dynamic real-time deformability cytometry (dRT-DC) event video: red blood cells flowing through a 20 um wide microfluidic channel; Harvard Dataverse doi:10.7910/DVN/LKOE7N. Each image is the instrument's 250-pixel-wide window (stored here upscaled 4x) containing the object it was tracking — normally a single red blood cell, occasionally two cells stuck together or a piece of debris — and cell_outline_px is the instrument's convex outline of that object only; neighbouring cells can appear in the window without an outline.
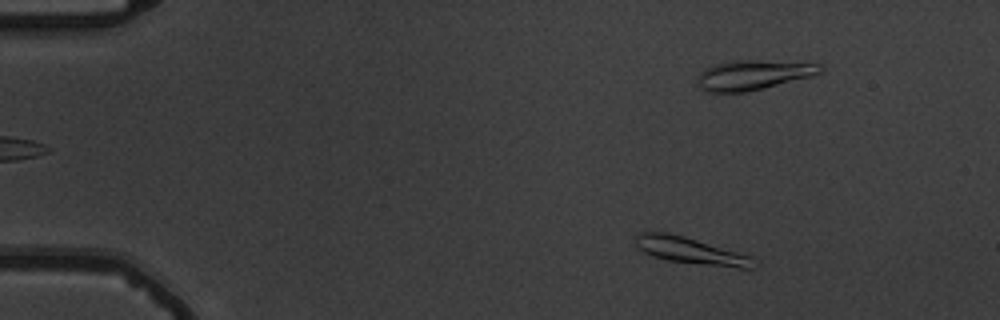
{"species": "common noctule bat (a hibernating species)", "species_latin": "Nyctalus noctula", "temperature_condition": "warm", "stored_images_in_passage": 55, "camera_frame_rate_fps": 3000, "um_per_image_px": 0.085, "animal": {"sex": "male", "body_mass_g": 19.5, "forearm_length_mm": 54.6}, "frame": {"image": 1, "passage_image": 7, "time_ms": 2.0, "image_size_px": [1000, 320], "cell_outline_px": [[760, 264], [752, 268], [740, 268], [668, 260], [644, 252], [636, 248], [636, 236], [640, 232], [668, 232], [684, 236], [752, 256]], "centroid_in_image_um": [58.75, 21.3], "position_along_channel_um": 26.2, "area_um2": 18.15}}
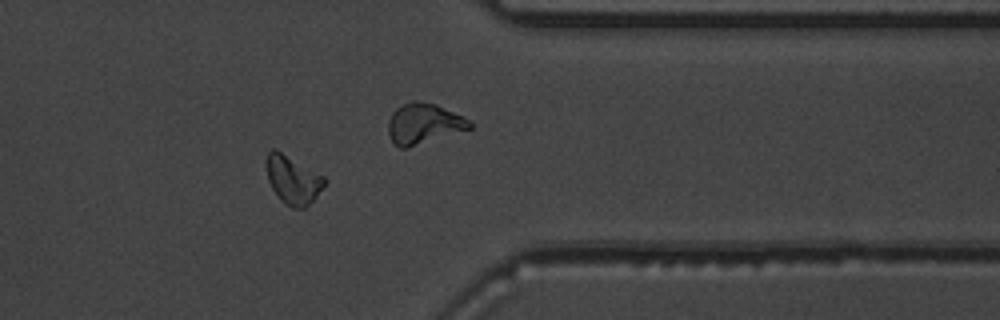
{"frame": {"image": 2, "passage_image": 44, "time_ms": 14.333, "image_size_px": [1000, 320], "cell_outline_px": [[324, 184], [312, 200], [304, 208], [292, 208], [284, 204], [280, 200], [272, 188], [268, 180], [264, 160], [268, 152], [272, 148], [276, 148], [324, 176]], "centroid_in_image_um": [24.82, 15.24], "position_along_channel_um": 386.6, "area_um2": 16.36}}
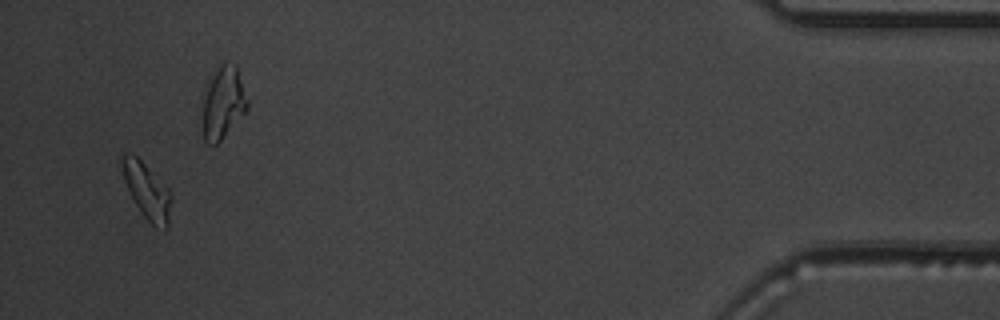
{"frame": {"image": 3, "passage_image": 52, "time_ms": 17.0, "image_size_px": [1000, 320], "cell_outline_px": [[172, 200], [168, 228], [164, 228], [152, 224], [144, 216], [136, 204], [124, 180], [120, 164], [120, 152], [128, 152], [136, 156], [168, 188], [172, 196]], "centroid_in_image_um": [12.47, 16.18], "position_along_channel_um": 422.7, "area_um2": 15.84}, "authors_computed_cell_mechanics": {"area_um2": 15.9528, "velocity_mm_per_s": 3.6851, "shape_relaxation_time_tau1_ms": 4.223, "shape_relaxation_time_tau2_ms": 3.6012, "deformation_change_tau1": 0.1532, "deformation_change_tau2": 0.0808}}